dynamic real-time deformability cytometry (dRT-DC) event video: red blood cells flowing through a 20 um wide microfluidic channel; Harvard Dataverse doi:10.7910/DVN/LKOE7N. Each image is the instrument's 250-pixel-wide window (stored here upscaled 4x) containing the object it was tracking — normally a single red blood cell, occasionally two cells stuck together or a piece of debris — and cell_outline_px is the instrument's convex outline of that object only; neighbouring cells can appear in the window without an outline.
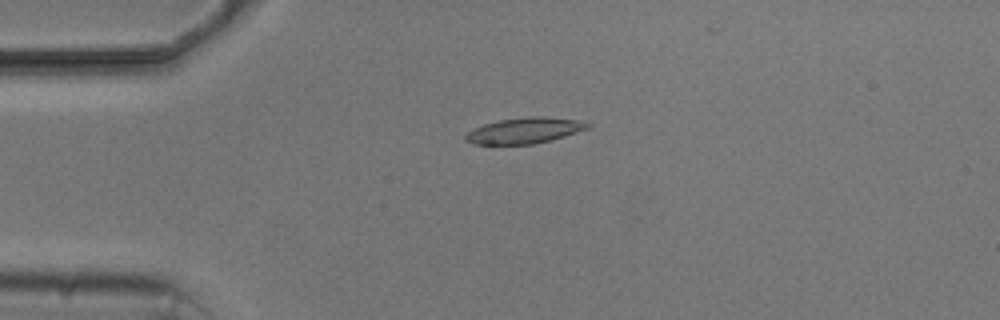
{"species": "common noctule bat (a hibernating species)", "species_latin": "Nyctalus noctula", "temperature_condition": "cold", "stored_images_in_passage": 7, "camera_frame_rate_fps": 3000, "um_per_image_px": 0.085, "animal": {"sex": "male", "body_mass_g": 20.5, "forearm_length_mm": 52.5}, "frame": {"image": 1, "passage_image": 4, "time_ms": 3.333, "image_size_px": [1000, 320], "cell_outline_px": [[592, 124], [588, 128], [552, 140], [532, 144], [472, 144], [464, 140], [464, 136], [468, 132], [484, 124], [500, 120], [528, 116], [544, 116], [576, 120]], "centroid_in_image_um": [44.57, 11.1], "position_along_channel_um": 40.4, "area_um2": 18.21}}
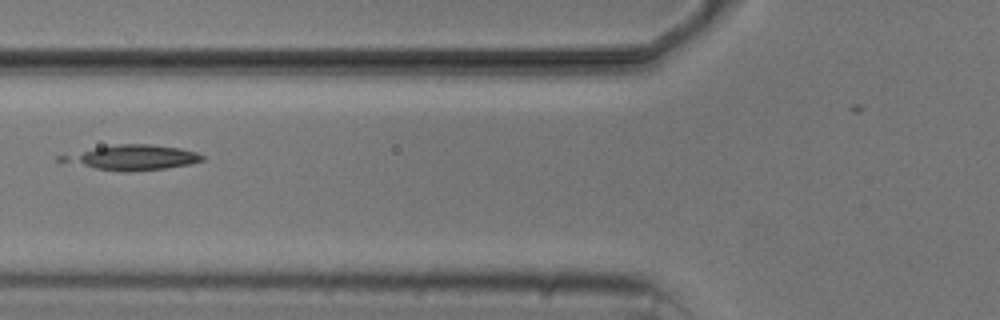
{"frame": {"image": 2, "passage_image": 6, "time_ms": 6.0, "image_size_px": [1000, 320], "cell_outline_px": [[204, 160], [192, 164], [164, 168], [132, 172], [124, 172], [96, 168], [84, 164], [76, 160], [76, 156], [84, 152], [96, 148], [120, 144], [152, 144], [180, 148], [196, 152], [204, 156]], "centroid_in_image_um": [11.73, 13.39], "position_along_channel_um": 114.1, "area_um2": 18.73}}
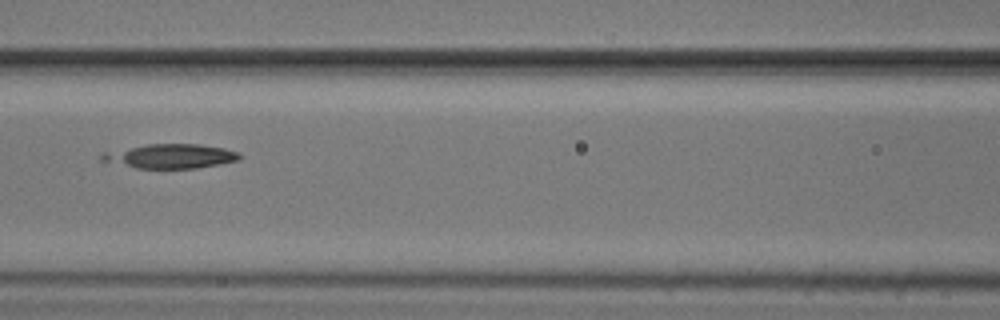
{"frame": {"image": 3, "passage_image": 7, "time_ms": 7.0, "image_size_px": [1000, 320], "cell_outline_px": [[244, 156], [240, 160], [220, 164], [196, 168], [136, 168], [100, 160], [100, 156], [104, 152], [148, 144], [200, 144], [224, 148], [240, 152]], "centroid_in_image_um": [14.57, 13.27], "position_along_channel_um": 152.0, "area_um2": 19.54}}